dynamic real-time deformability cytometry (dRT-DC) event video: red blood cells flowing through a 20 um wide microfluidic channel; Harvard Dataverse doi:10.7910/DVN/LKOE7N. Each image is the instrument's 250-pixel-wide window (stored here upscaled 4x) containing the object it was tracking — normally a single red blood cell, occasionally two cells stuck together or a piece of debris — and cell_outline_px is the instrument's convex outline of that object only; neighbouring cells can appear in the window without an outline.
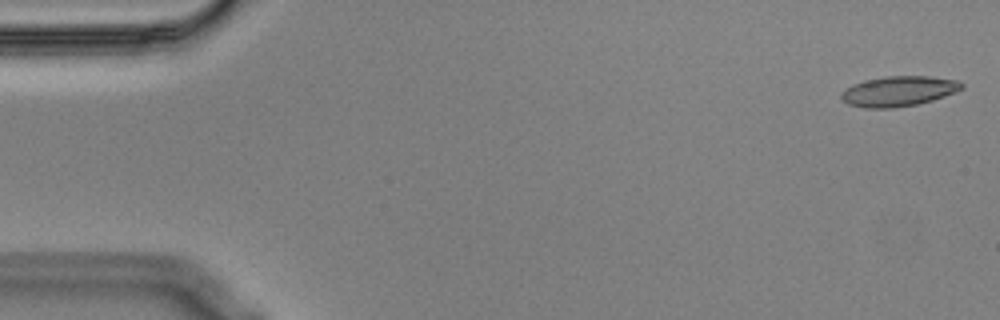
{"species": "Egyptian fruit bat (a non-hibernating species)", "species_latin": "Rousettus aegyptiacus", "temperature_condition": "cold", "stored_images_in_passage": 55, "camera_frame_rate_fps": 3000, "um_per_image_px": 0.085, "animal": {"sex": "male"}, "frame": {"image": 1, "passage_image": 1, "time_ms": 0.0, "image_size_px": [1000, 320], "cell_outline_px": [[964, 88], [956, 92], [932, 100], [916, 104], [892, 108], [864, 108], [848, 104], [840, 96], [840, 92], [852, 84], [864, 80], [884, 76], [928, 76], [960, 80], [964, 84]], "centroid_in_image_um": [76.39, 7.74], "position_along_channel_um": 8.6, "area_um2": 21.33}}
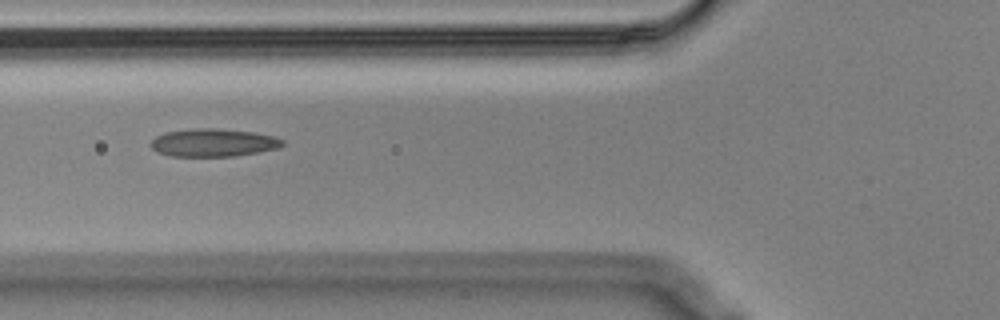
{"frame": {"image": 2, "passage_image": 20, "time_ms": 6.333, "image_size_px": [1000, 320], "cell_outline_px": [[284, 144], [280, 148], [260, 152], [236, 156], [172, 156], [156, 152], [148, 144], [156, 136], [164, 132], [196, 128], [212, 128], [252, 132], [276, 136], [284, 140]], "centroid_in_image_um": [18.14, 12.13], "position_along_channel_um": 107.7, "area_um2": 21.62}}
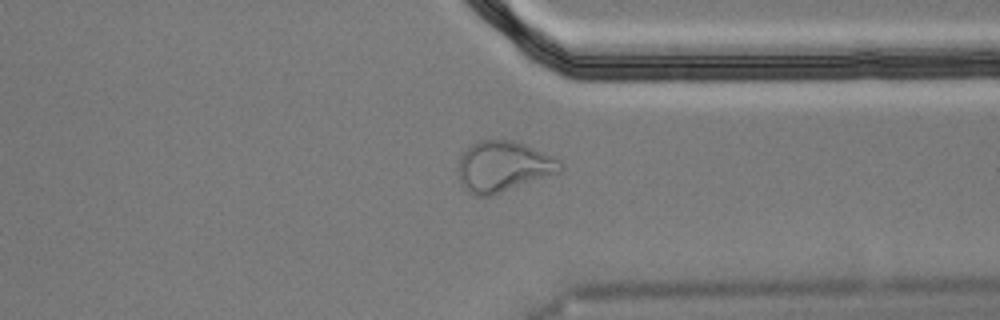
{"frame": {"image": 3, "passage_image": 42, "time_ms": 13.667, "image_size_px": [1000, 320], "cell_outline_px": [[564, 168], [560, 172], [492, 196], [472, 196], [460, 184], [460, 156], [468, 144], [476, 140], [512, 140], [524, 144], [552, 156], [560, 160], [564, 164]], "centroid_in_image_um": [42.77, 14.15], "position_along_channel_um": 368.6, "area_um2": 30.35}, "authors_computed_cell_mechanics": {"area_um2": 21.5016, "velocity_mm_per_s": 3.5707, "shape_relaxation_time_tau1_ms": null, "shape_relaxation_time_tau2_ms": 2.3785, "deformation_change_tau1": null, "deformation_change_tau2": 0.0795}}